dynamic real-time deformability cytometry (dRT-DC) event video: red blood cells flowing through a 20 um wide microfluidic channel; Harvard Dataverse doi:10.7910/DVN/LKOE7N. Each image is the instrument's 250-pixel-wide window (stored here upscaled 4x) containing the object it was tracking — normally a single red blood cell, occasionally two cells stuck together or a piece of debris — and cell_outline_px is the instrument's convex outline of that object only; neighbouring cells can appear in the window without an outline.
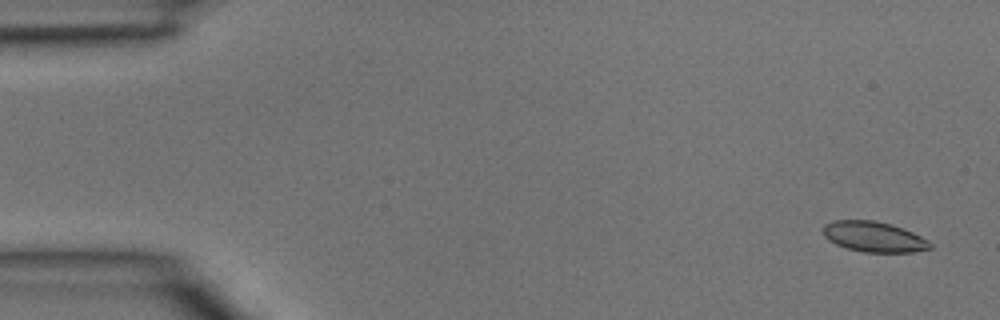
{"species": "common noctule bat (a hibernating species)", "species_latin": "Nyctalus noctula", "temperature_condition": "room temperature", "stored_images_in_passage": 5, "segment_of_instrument_passage": [2, 2], "camera_frame_rate_fps": 3000, "um_per_image_px": 0.085, "animal": {"sex": "male", "body_mass_g": 15.6}, "frame": {"image": 1, "passage_image": 5, "time_ms": 1.333, "image_size_px": [1000, 320], "cell_outline_px": [[932, 248], [912, 252], [864, 252], [844, 248], [828, 240], [824, 236], [824, 224], [832, 220], [876, 220], [892, 224], [904, 228], [928, 240], [932, 244]], "centroid_in_image_um": [74.27, 20.12], "position_along_channel_um": 10.7, "area_um2": 19.13}}